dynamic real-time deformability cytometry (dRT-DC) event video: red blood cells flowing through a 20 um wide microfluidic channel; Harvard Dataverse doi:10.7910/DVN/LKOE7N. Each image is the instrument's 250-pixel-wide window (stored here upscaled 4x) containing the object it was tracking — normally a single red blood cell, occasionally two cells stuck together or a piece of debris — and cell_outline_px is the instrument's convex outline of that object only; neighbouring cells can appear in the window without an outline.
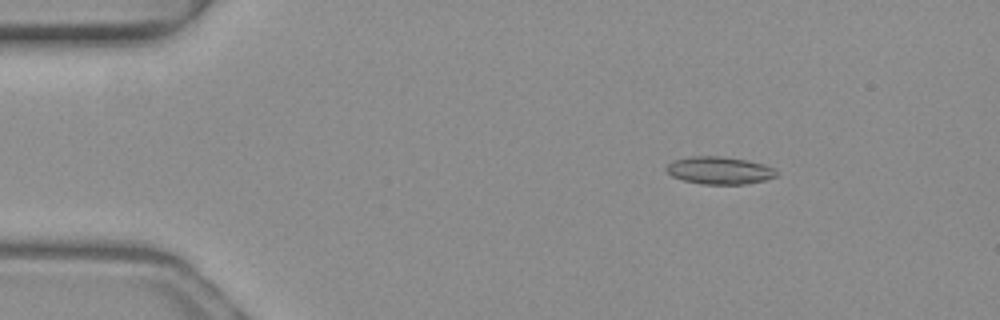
{"species": "common noctule bat (a hibernating species)", "species_latin": "Nyctalus noctula", "temperature_condition": "warm", "stored_images_in_passage": 50, "camera_frame_rate_fps": 3000, "um_per_image_px": 0.085, "animal": {"sex": "female", "body_mass_g": 19.3, "forearm_length_mm": 54.1}, "frame": {"image": 1, "passage_image": 7, "time_ms": 2.0, "image_size_px": [1000, 320], "cell_outline_px": [[776, 176], [764, 180], [744, 184], [700, 184], [684, 180], [672, 176], [664, 168], [672, 160], [692, 156], [720, 156], [744, 160], [764, 164], [772, 168], [776, 172]], "centroid_in_image_um": [61.1, 14.48], "position_along_channel_um": 23.9, "area_um2": 17.46}}
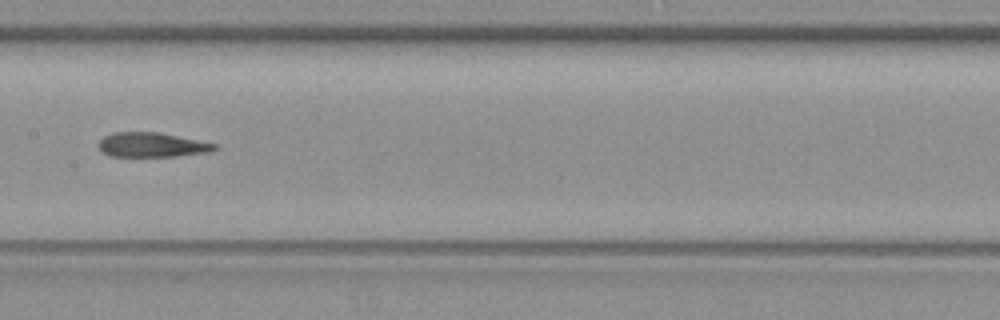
{"frame": {"image": 2, "passage_image": 25, "time_ms": 8.0, "image_size_px": [1000, 320], "cell_outline_px": [[216, 148], [208, 152], [176, 156], [108, 156], [96, 144], [104, 136], [112, 132], [156, 132], [216, 144]], "centroid_in_image_um": [12.83, 12.31], "position_along_channel_um": 194.6, "area_um2": 16.3}}
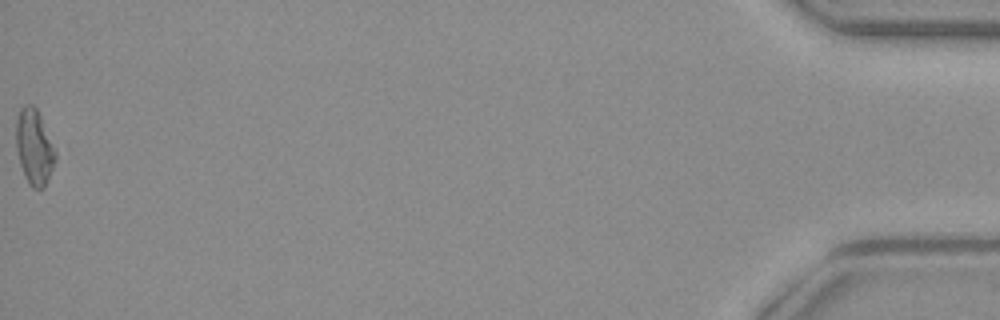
{"frame": {"image": 3, "passage_image": 50, "time_ms": 16.333, "image_size_px": [1000, 320], "cell_outline_px": [[56, 160], [44, 188], [32, 188], [28, 184], [24, 176], [20, 164], [16, 148], [16, 120], [20, 108], [24, 104], [32, 104], [36, 108], [40, 116], [56, 152]], "centroid_in_image_um": [2.89, 12.51], "position_along_channel_um": 432.3, "area_um2": 17.22}}